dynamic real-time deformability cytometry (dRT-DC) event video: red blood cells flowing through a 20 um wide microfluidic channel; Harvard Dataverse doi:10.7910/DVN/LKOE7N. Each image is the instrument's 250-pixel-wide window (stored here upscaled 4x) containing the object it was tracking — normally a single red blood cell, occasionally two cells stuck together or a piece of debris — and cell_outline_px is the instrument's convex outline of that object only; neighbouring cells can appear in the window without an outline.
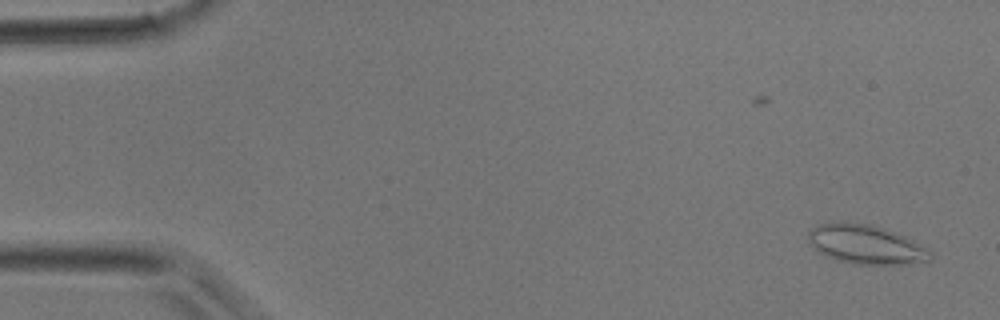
{"species": "common noctule bat (a hibernating species)", "species_latin": "Nyctalus noctula", "temperature_condition": "room temperature", "stored_images_in_passage": 2, "camera_frame_rate_fps": 3000, "um_per_image_px": 0.085, "animal": {"sex": "male", "body_mass_g": 17.9}, "frame": {"image": 1, "passage_image": 2, "time_ms": 2.0, "image_size_px": [1000, 320], "cell_outline_px": [[932, 260], [912, 264], [852, 264], [836, 260], [824, 256], [808, 240], [808, 232], [816, 224], [840, 220], [844, 220], [872, 224], [896, 232], [928, 248], [932, 252]], "centroid_in_image_um": [73.6, 20.76], "position_along_channel_um": 11.4, "area_um2": 28.44}}